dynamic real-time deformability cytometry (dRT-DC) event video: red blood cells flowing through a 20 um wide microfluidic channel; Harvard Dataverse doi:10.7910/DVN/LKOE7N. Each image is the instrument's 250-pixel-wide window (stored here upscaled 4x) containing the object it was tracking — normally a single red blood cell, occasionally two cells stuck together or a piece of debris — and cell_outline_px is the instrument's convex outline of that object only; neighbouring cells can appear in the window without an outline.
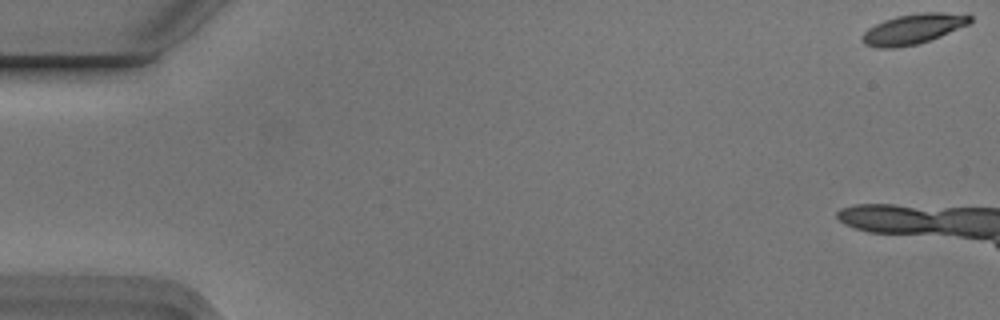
{"species": "Egyptian fruit bat (a non-hibernating species)", "species_latin": "Rousettus aegyptiacus", "temperature_condition": "cold", "stored_images_in_passage": 4, "camera_frame_rate_fps": 3000, "um_per_image_px": 0.085, "animal": {"sex": "male"}, "frame": {"image": 1, "passage_image": 1, "time_ms": 0.0, "image_size_px": [1000, 320], "cell_outline_px": [[972, 20], [968, 24], [940, 36], [916, 44], [896, 48], [880, 48], [864, 44], [860, 36], [868, 28], [884, 20], [896, 16], [920, 12], [968, 12], [972, 16]], "centroid_in_image_um": [77.65, 2.43], "position_along_channel_um": 7.3, "area_um2": 19.13}}